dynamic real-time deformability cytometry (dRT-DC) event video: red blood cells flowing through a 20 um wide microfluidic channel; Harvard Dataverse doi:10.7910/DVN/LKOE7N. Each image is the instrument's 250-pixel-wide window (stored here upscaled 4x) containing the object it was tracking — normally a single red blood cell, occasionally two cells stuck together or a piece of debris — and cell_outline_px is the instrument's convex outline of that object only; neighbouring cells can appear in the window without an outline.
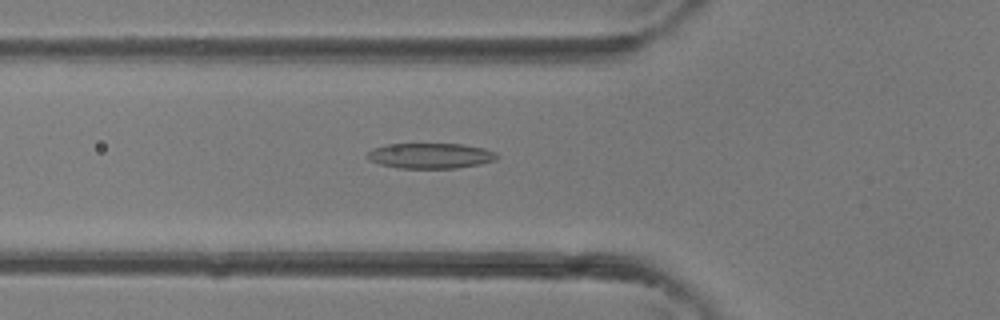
{"species": "common noctule bat (a hibernating species)", "species_latin": "Nyctalus noctula", "temperature_condition": "room temperature", "stored_images_in_passage": 39, "camera_frame_rate_fps": 3000, "um_per_image_px": 0.085, "animal": {"sex": "female"}, "frame": {"image": 1, "passage_image": 14, "time_ms": 4.333, "image_size_px": [1000, 320], "cell_outline_px": [[500, 156], [496, 160], [480, 164], [456, 168], [400, 168], [380, 164], [368, 160], [364, 156], [372, 148], [388, 144], [464, 144], [484, 148], [496, 152]], "centroid_in_image_um": [36.59, 13.23], "position_along_channel_um": 89.2, "area_um2": 19.36}}
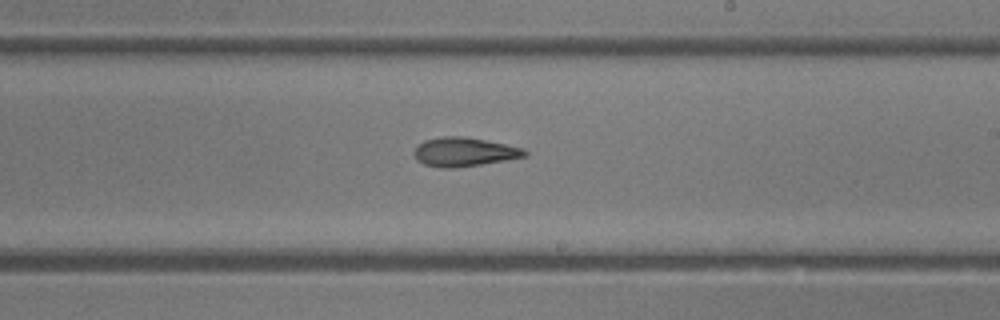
{"frame": {"image": 2, "passage_image": 23, "time_ms": 7.333, "image_size_px": [1000, 320], "cell_outline_px": [[528, 156], [456, 168], [440, 168], [424, 164], [416, 160], [412, 152], [416, 144], [424, 140], [444, 136], [464, 136], [524, 148], [528, 152]], "centroid_in_image_um": [39.4, 12.91], "position_along_channel_um": 249.6, "area_um2": 18.79}}
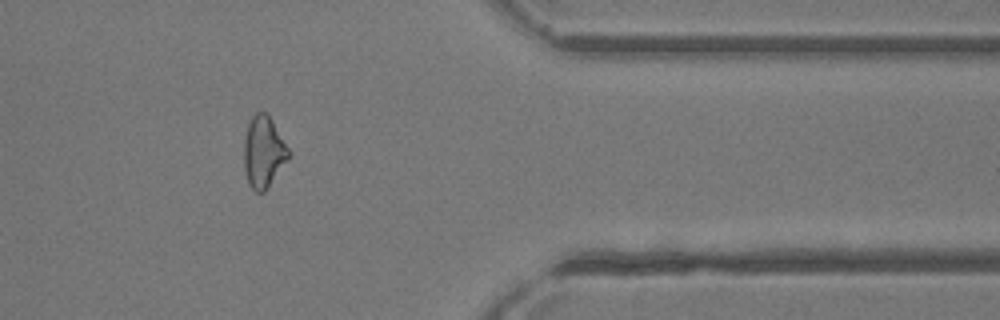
{"frame": {"image": 3, "passage_image": 32, "time_ms": 10.333, "image_size_px": [1000, 320], "cell_outline_px": [[288, 156], [264, 192], [256, 192], [248, 184], [244, 168], [244, 140], [248, 124], [252, 116], [256, 112], [264, 112], [272, 120], [288, 148]], "centroid_in_image_um": [22.35, 12.9], "position_along_channel_um": 389.1, "area_um2": 17.98}}